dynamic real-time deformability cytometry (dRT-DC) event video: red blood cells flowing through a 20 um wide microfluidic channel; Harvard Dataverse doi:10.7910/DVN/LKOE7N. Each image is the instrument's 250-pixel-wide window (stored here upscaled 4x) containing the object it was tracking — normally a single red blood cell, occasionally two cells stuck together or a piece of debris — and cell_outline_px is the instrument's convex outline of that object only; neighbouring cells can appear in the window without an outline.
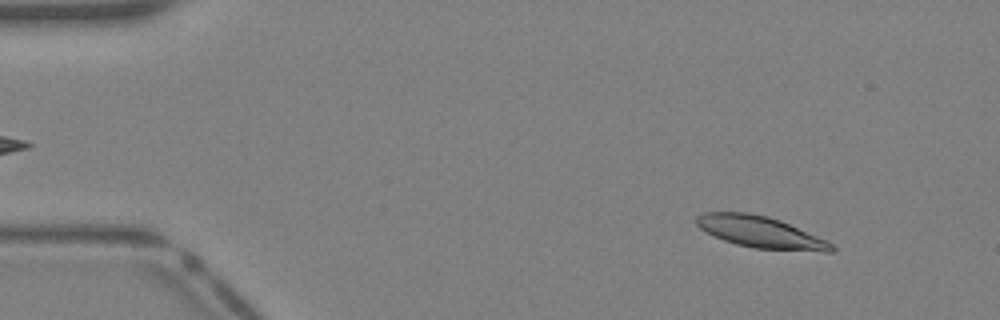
{"species": "Egyptian fruit bat (a non-hibernating species)", "species_latin": "Rousettus aegyptiacus", "temperature_condition": "warm", "stored_images_in_passage": 39, "camera_frame_rate_fps": 3000, "um_per_image_px": 0.085, "animal": {"sex": "female"}, "frame": {"image": 1, "passage_image": 4, "time_ms": 1.0, "image_size_px": [1000, 320], "cell_outline_px": [[836, 248], [832, 252], [824, 252], [756, 248], [736, 244], [724, 240], [700, 228], [696, 224], [696, 216], [704, 212], [748, 212], [768, 216], [780, 220], [828, 240]], "centroid_in_image_um": [64.68, 19.72], "position_along_channel_um": 20.3, "area_um2": 24.8}}
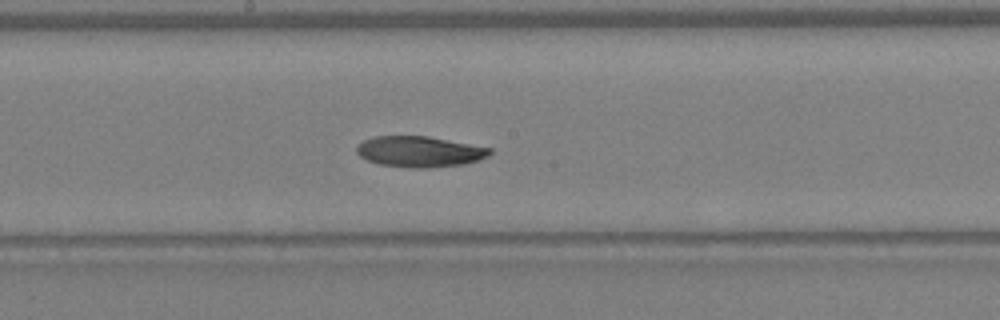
{"frame": {"image": 2, "passage_image": 21, "time_ms": 6.667, "image_size_px": [1000, 320], "cell_outline_px": [[492, 152], [488, 156], [480, 160], [464, 164], [428, 168], [408, 168], [380, 164], [368, 160], [360, 156], [356, 152], [356, 144], [372, 136], [428, 136], [492, 148]], "centroid_in_image_um": [35.66, 12.89], "position_along_channel_um": 212.5, "area_um2": 24.1}}
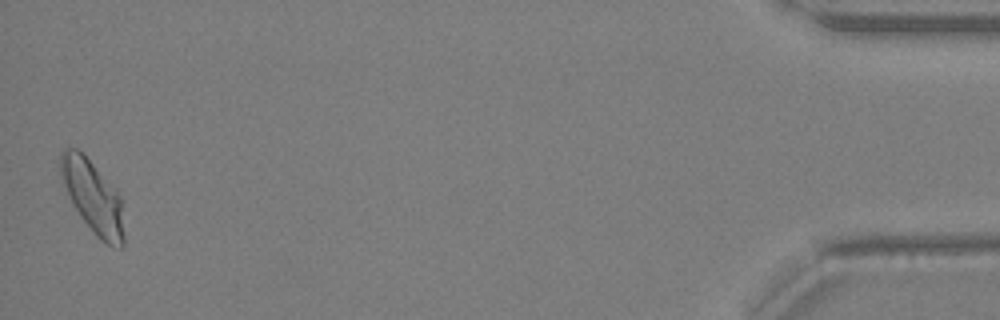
{"frame": {"image": 3, "passage_image": 39, "time_ms": 12.667, "image_size_px": [1000, 320], "cell_outline_px": [[124, 248], [120, 248], [108, 244], [100, 240], [96, 236], [80, 216], [72, 204], [60, 176], [60, 152], [64, 148], [76, 148], [116, 188], [120, 196], [124, 236]], "centroid_in_image_um": [7.89, 16.75], "position_along_channel_um": 427.3, "area_um2": 26.59}}